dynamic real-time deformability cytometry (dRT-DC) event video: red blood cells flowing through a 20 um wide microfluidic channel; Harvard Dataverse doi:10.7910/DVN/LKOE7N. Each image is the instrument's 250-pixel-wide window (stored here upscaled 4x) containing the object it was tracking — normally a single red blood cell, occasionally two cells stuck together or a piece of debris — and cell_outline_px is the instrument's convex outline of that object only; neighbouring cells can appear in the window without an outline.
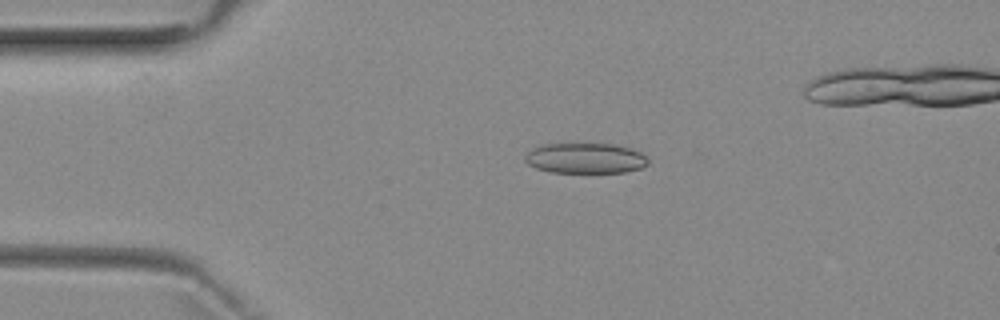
{"species": "common noctule bat (a hibernating species)", "species_latin": "Nyctalus noctula", "temperature_condition": "room temperature", "stored_images_in_passage": 5, "camera_frame_rate_fps": 3000, "um_per_image_px": 0.085, "animal": {"sex": "female", "body_mass_g": 29.2, "forearm_length_mm": 56.3}, "frame": {"image": 1, "passage_image": 3, "time_ms": 3.0, "image_size_px": [1000, 320], "cell_outline_px": [[648, 164], [640, 168], [624, 172], [552, 172], [536, 168], [528, 164], [524, 160], [524, 156], [532, 148], [544, 144], [616, 144], [632, 148], [640, 152], [648, 160]], "centroid_in_image_um": [49.75, 13.44], "position_along_channel_um": 35.3, "area_um2": 21.73}}